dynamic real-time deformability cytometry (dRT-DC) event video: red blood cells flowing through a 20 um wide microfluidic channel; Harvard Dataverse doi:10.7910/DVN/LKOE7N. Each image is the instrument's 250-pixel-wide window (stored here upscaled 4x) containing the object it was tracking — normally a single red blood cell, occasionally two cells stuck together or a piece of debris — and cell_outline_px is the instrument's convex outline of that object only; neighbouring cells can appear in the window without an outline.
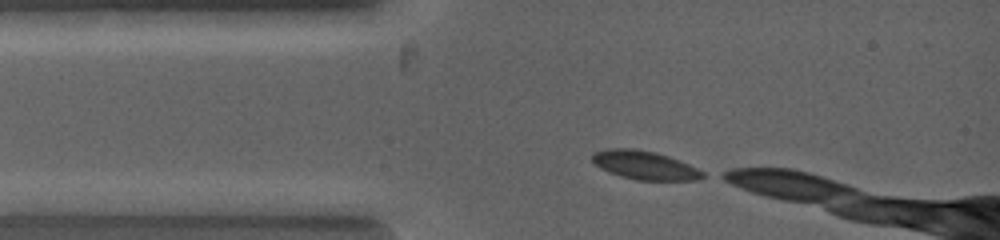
{"species": "common noctule bat (a hibernating species)", "species_latin": "Nyctalus noctula", "temperature_condition": "warm", "stored_images_in_passage": 6, "camera_frame_rate_fps": 5000, "um_per_image_px": 0.085, "animal": {"sex": "female", "body_mass_g": 19.0, "forearm_length_mm": 53.3}, "frame": {"image": 1, "passage_image": 1, "time_ms": 0.0, "image_size_px": [1000, 240], "cell_outline_px": [[708, 176], [696, 180], [636, 180], [620, 176], [608, 172], [600, 168], [592, 160], [592, 152], [604, 148], [636, 148], [656, 152], [680, 160], [704, 172]], "centroid_in_image_um": [54.78, 14.03], "position_along_channel_um": 30.2, "area_um2": 18.67}}
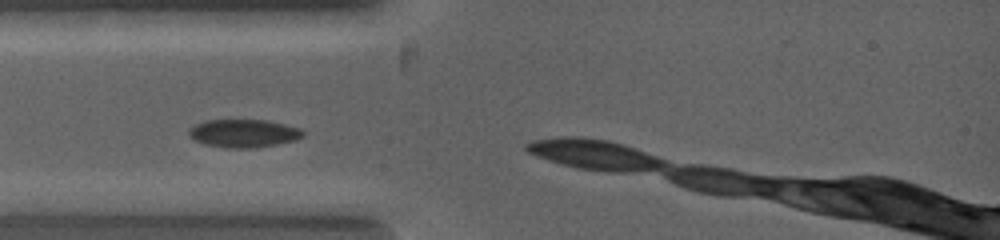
{"frame": {"image": 2, "passage_image": 3, "time_ms": 0.8, "image_size_px": [1000, 240], "cell_outline_px": [[304, 136], [292, 140], [276, 144], [248, 148], [228, 148], [204, 144], [188, 136], [188, 128], [204, 120], [268, 120], [300, 128], [304, 132]], "centroid_in_image_um": [20.67, 11.32], "position_along_channel_um": 64.3, "area_um2": 18.55}}